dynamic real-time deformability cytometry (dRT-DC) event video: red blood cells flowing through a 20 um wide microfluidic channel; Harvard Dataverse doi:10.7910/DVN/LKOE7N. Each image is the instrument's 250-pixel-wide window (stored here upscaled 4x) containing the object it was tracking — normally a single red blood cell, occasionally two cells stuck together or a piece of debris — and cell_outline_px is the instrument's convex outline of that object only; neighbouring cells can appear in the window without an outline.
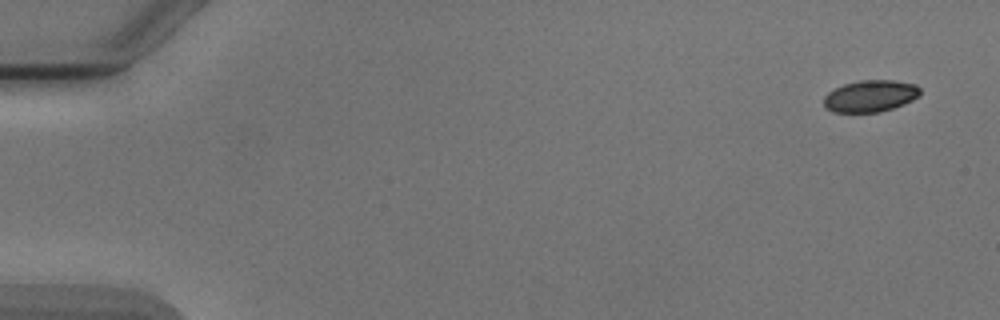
{"species": "Egyptian fruit bat (a non-hibernating species)", "species_latin": "Rousettus aegyptiacus", "temperature_condition": "cold", "stored_images_in_passage": 4, "camera_frame_rate_fps": 3000, "um_per_image_px": 0.085, "animal": {"sex": "male"}, "frame": {"image": 1, "passage_image": 1, "time_ms": 0.0, "image_size_px": [1000, 320], "cell_outline_px": [[920, 96], [904, 104], [880, 112], [832, 112], [824, 104], [824, 96], [828, 92], [844, 84], [860, 80], [896, 80], [916, 84], [920, 88]], "centroid_in_image_um": [74.01, 8.15], "position_along_channel_um": 11.0, "area_um2": 17.86}}
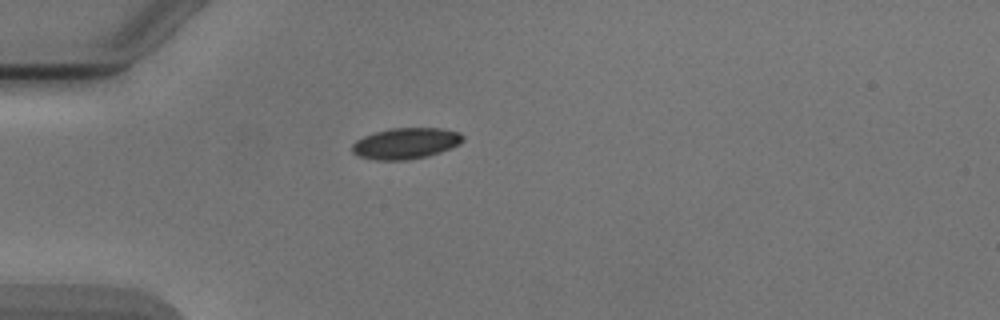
{"frame": {"image": 2, "passage_image": 4, "time_ms": 4.333, "image_size_px": [1000, 320], "cell_outline_px": [[464, 140], [460, 144], [452, 148], [428, 156], [404, 160], [376, 160], [360, 156], [352, 152], [352, 144], [356, 140], [364, 136], [388, 128], [440, 128], [460, 132], [464, 136]], "centroid_in_image_um": [34.52, 12.18], "position_along_channel_um": 50.5, "area_um2": 20.11}}